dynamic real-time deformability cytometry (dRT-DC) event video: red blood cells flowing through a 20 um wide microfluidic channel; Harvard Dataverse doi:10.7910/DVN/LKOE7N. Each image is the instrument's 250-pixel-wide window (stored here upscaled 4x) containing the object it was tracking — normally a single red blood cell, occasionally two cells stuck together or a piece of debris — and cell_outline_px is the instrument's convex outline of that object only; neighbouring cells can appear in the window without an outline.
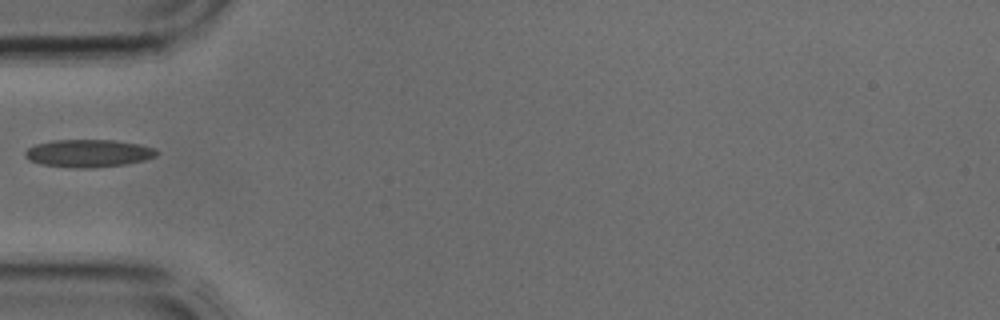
{"species": "common noctule bat (a hibernating species)", "species_latin": "Nyctalus noctula", "temperature_condition": "cold", "stored_images_in_passage": 4, "camera_frame_rate_fps": 3000, "um_per_image_px": 0.085, "animal": {"sex": "male", "body_mass_g": 17.9, "forearm_length_mm": 54.2}, "frame": {"image": 1, "passage_image": 4, "time_ms": 1.0, "image_size_px": [1000, 320], "cell_outline_px": [[160, 152], [156, 156], [144, 160], [124, 164], [96, 168], [72, 168], [40, 164], [28, 160], [24, 156], [24, 152], [28, 148], [36, 144], [52, 140], [112, 140], [140, 144], [152, 148]], "centroid_in_image_um": [7.48, 13.03], "position_along_channel_um": 77.5, "area_um2": 21.33}}